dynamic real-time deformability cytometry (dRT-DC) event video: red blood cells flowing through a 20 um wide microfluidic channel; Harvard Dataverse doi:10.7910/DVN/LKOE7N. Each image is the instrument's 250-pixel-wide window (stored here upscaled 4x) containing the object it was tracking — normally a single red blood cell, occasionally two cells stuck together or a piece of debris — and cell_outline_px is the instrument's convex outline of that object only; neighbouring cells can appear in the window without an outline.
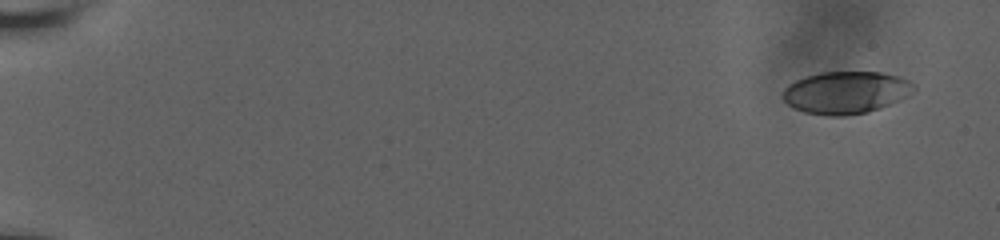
{"species": "human", "species_latin": "Homo sapiens", "temperature_condition": "room temperature", "stored_images_in_passage": 12, "camera_frame_rate_fps": 3000, "um_per_image_px": 0.085, "donor": {"sex": "male"}, "frame": {"image": 1, "passage_image": 1, "time_ms": 0.0, "image_size_px": [1000, 240], "cell_outline_px": [[916, 88], [908, 96], [900, 100], [880, 108], [868, 112], [840, 116], [832, 116], [804, 112], [788, 104], [780, 96], [784, 88], [788, 84], [804, 76], [820, 72], [880, 72], [900, 76], [916, 84]], "centroid_in_image_um": [71.91, 7.85], "position_along_channel_um": 13.1, "area_um2": 32.54}}
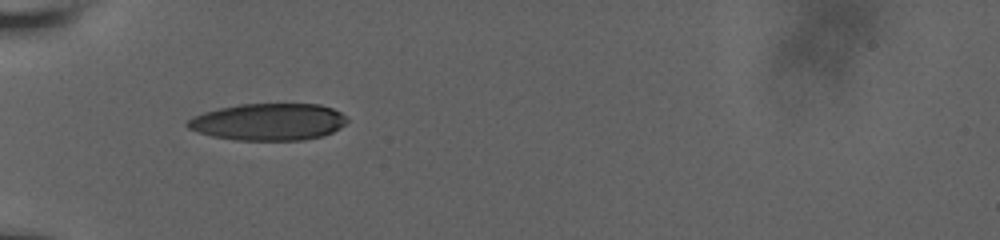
{"frame": {"image": 2, "passage_image": 9, "time_ms": 6.0, "image_size_px": [1000, 240], "cell_outline_px": [[348, 120], [340, 128], [324, 136], [304, 140], [236, 140], [212, 136], [188, 128], [184, 124], [192, 116], [204, 112], [220, 108], [240, 104], [320, 104], [332, 108], [340, 112]], "centroid_in_image_um": [22.82, 10.36], "position_along_channel_um": 62.2, "area_um2": 34.39}}
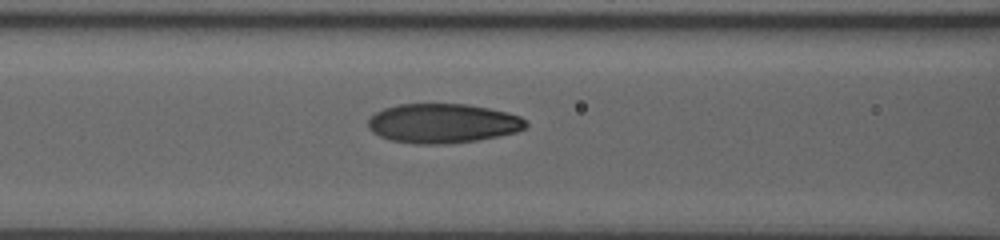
{"frame": {"image": 3, "passage_image": 12, "time_ms": 8.0, "image_size_px": [1000, 240], "cell_outline_px": [[528, 124], [524, 128], [516, 132], [476, 140], [444, 144], [416, 144], [392, 140], [380, 136], [372, 132], [368, 128], [368, 120], [376, 112], [384, 108], [400, 104], [468, 104], [508, 112], [520, 116]], "centroid_in_image_um": [37.62, 10.48], "position_along_channel_um": 129.0, "area_um2": 36.07}}